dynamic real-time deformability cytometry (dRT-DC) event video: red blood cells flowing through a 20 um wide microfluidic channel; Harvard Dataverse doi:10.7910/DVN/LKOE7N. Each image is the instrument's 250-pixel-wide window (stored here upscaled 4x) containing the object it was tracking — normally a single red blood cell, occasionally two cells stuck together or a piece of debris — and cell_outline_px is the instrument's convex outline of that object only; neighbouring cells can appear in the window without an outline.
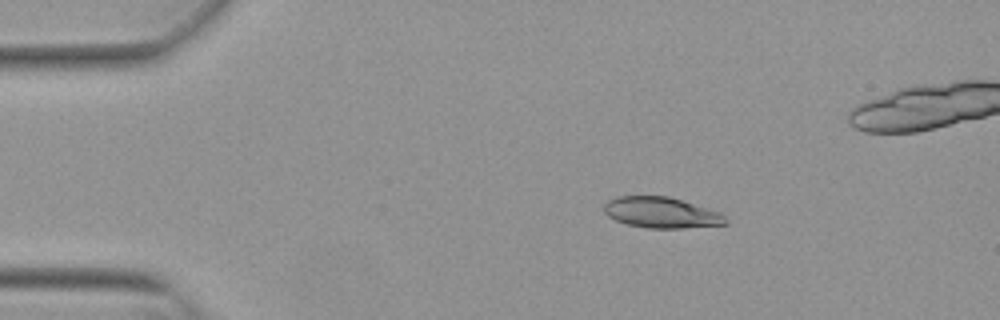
{"species": "Egyptian fruit bat (a non-hibernating species)", "species_latin": "Rousettus aegyptiacus", "temperature_condition": "warm", "stored_images_in_passage": 55, "camera_frame_rate_fps": 3000, "um_per_image_px": 0.085, "animal": {"sex": "female"}, "frame": {"image": 1, "passage_image": 10, "time_ms": 3.0, "image_size_px": [1000, 320], "cell_outline_px": [[728, 224], [680, 228], [648, 228], [628, 224], [616, 220], [608, 216], [604, 212], [604, 204], [608, 200], [616, 196], [668, 196], [720, 212], [728, 220]], "centroid_in_image_um": [56.2, 18.07], "position_along_channel_um": 28.8, "area_um2": 21.73}}
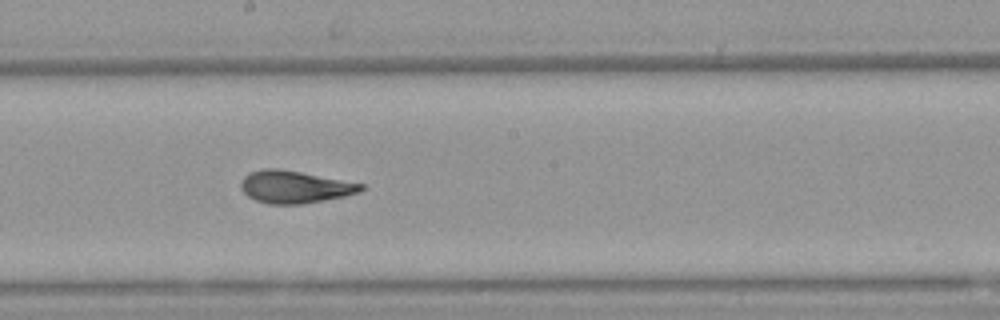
{"frame": {"image": 2, "passage_image": 30, "time_ms": 9.667, "image_size_px": [1000, 320], "cell_outline_px": [[364, 188], [360, 192], [344, 196], [324, 200], [300, 204], [268, 204], [256, 200], [248, 196], [240, 188], [240, 180], [248, 172], [264, 168], [276, 168], [300, 172], [364, 184]], "centroid_in_image_um": [25.0, 15.88], "position_along_channel_um": 223.2, "area_um2": 22.6}}
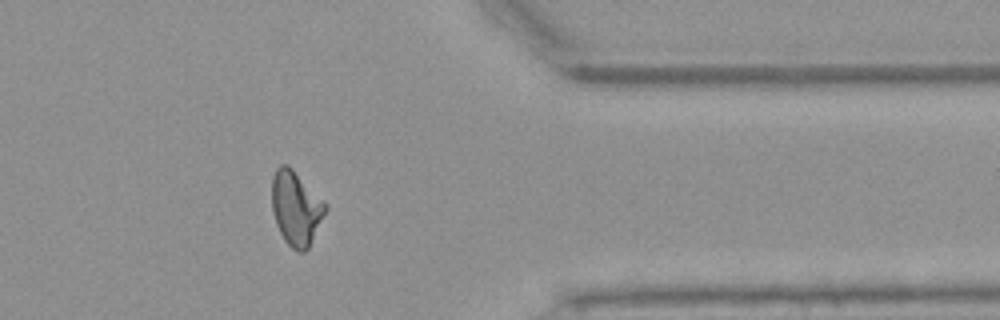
{"frame": {"image": 3, "passage_image": 44, "time_ms": 14.333, "image_size_px": [1000, 320], "cell_outline_px": [[328, 208], [308, 248], [304, 252], [300, 252], [292, 248], [284, 240], [276, 224], [272, 212], [272, 176], [276, 168], [280, 164], [288, 164], [328, 204]], "centroid_in_image_um": [25.16, 17.67], "position_along_channel_um": 386.2, "area_um2": 23.29}, "authors_computed_cell_mechanics": {"area_um2": 22.5998, "velocity_mm_per_s": 3.8338, "shape_relaxation_time_tau1_ms": 7.1266, "shape_relaxation_time_tau2_ms": 1.3208, "deformation_change_tau1": 0.2129, "deformation_change_tau2": 0.0711}}